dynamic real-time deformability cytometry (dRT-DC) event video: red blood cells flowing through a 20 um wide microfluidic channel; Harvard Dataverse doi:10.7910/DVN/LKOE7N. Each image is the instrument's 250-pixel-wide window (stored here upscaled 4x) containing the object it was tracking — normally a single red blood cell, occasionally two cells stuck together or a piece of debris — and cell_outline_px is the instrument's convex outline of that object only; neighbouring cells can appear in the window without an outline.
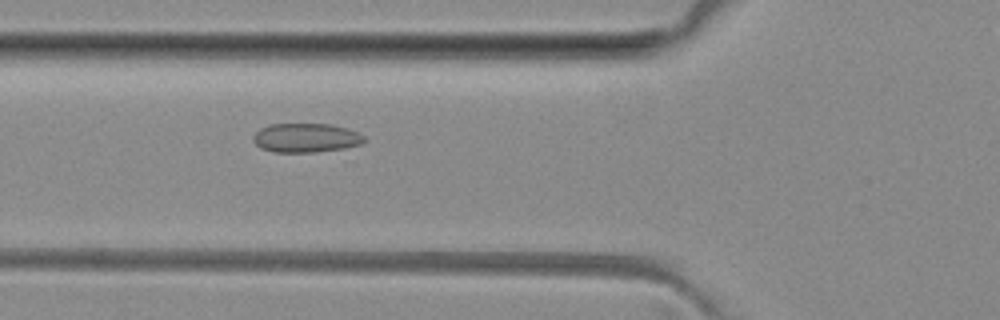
{"species": "common noctule bat (a hibernating species)", "species_latin": "Nyctalus noctula", "temperature_condition": "room temperature", "stored_images_in_passage": 6, "camera_frame_rate_fps": 3000, "um_per_image_px": 0.085, "animal": {"sex": "female", "body_mass_g": 29.2, "forearm_length_mm": 56.3}, "frame": {"image": 1, "passage_image": 6, "time_ms": 5.667, "image_size_px": [1000, 320], "cell_outline_px": [[364, 140], [360, 144], [344, 148], [312, 152], [276, 152], [260, 148], [252, 140], [252, 136], [260, 128], [268, 124], [332, 124], [348, 128], [360, 132], [364, 136]], "centroid_in_image_um": [25.99, 11.7], "position_along_channel_um": 99.8, "area_um2": 18.9}}